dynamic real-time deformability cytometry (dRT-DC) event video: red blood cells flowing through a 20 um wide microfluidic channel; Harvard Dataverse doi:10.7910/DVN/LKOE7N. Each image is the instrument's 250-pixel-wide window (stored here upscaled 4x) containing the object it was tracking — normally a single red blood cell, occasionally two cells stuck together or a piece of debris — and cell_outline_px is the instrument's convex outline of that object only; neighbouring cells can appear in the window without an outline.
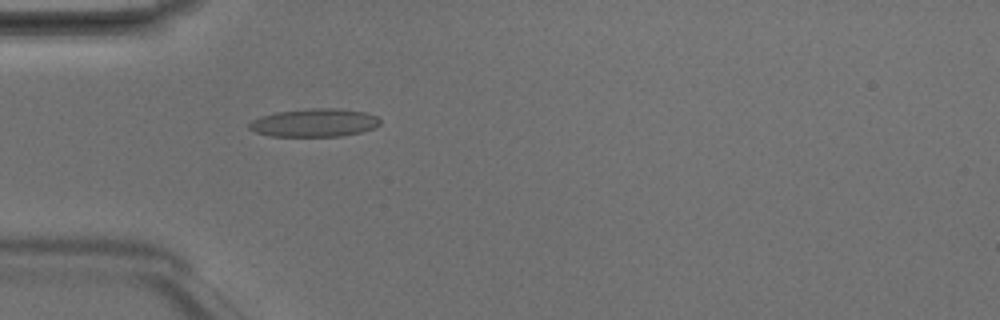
{"species": "Egyptian fruit bat (a non-hibernating species)", "species_latin": "Rousettus aegyptiacus", "temperature_condition": "room temperature", "stored_images_in_passage": 5, "camera_frame_rate_fps": 3000, "um_per_image_px": 0.085, "animal": {"sex": "male"}, "frame": {"image": 1, "passage_image": 5, "time_ms": 1.333, "image_size_px": [1000, 320], "cell_outline_px": [[380, 124], [372, 128], [360, 132], [340, 136], [272, 136], [256, 132], [248, 128], [248, 124], [252, 120], [260, 116], [276, 112], [312, 108], [336, 108], [368, 112], [376, 116], [380, 120]], "centroid_in_image_um": [26.71, 10.42], "position_along_channel_um": 58.3, "area_um2": 21.44}}